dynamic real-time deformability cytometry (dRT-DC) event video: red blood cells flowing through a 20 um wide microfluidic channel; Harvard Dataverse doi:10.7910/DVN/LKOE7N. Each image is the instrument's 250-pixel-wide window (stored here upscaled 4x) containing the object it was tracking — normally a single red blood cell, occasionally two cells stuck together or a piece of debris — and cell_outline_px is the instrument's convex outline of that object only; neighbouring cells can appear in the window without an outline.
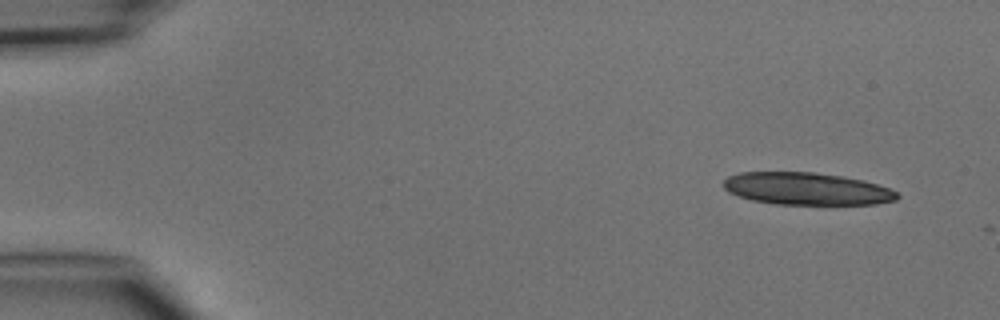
{"species": "common noctule bat (a hibernating species)", "species_latin": "Nyctalus noctula", "temperature_condition": "cold", "stored_images_in_passage": 4, "camera_frame_rate_fps": 3000, "um_per_image_px": 0.085, "animal": {"sex": "male", "body_mass_g": 15.6}, "frame": {"image": 1, "passage_image": 1, "time_ms": 0.0, "image_size_px": [1000, 320], "cell_outline_px": [[900, 196], [896, 200], [876, 204], [776, 204], [752, 200], [728, 192], [724, 188], [724, 180], [728, 176], [740, 172], [816, 172], [864, 180], [888, 188], [896, 192]], "centroid_in_image_um": [68.56, 16.04], "position_along_channel_um": 16.4, "area_um2": 32.6}}
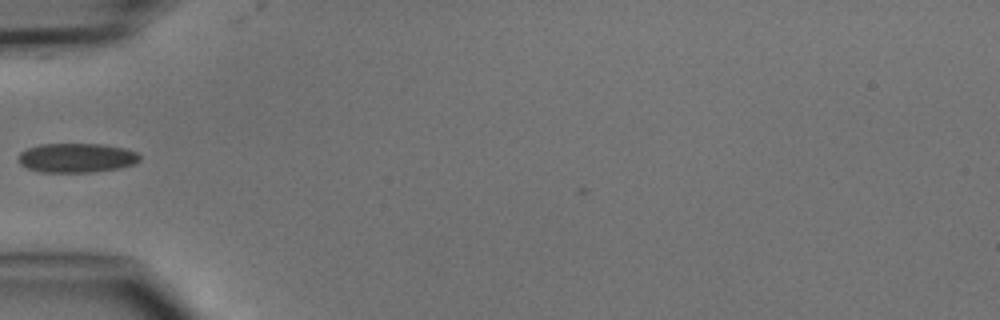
{"frame": {"image": 2, "passage_image": 4, "time_ms": 4.333, "image_size_px": [1000, 320], "cell_outline_px": [[140, 160], [132, 164], [116, 168], [92, 172], [44, 172], [28, 168], [20, 164], [20, 152], [28, 148], [40, 144], [104, 144], [124, 148], [136, 152], [140, 156]], "centroid_in_image_um": [6.51, 13.41], "position_along_channel_um": 78.5, "area_um2": 20.46}}